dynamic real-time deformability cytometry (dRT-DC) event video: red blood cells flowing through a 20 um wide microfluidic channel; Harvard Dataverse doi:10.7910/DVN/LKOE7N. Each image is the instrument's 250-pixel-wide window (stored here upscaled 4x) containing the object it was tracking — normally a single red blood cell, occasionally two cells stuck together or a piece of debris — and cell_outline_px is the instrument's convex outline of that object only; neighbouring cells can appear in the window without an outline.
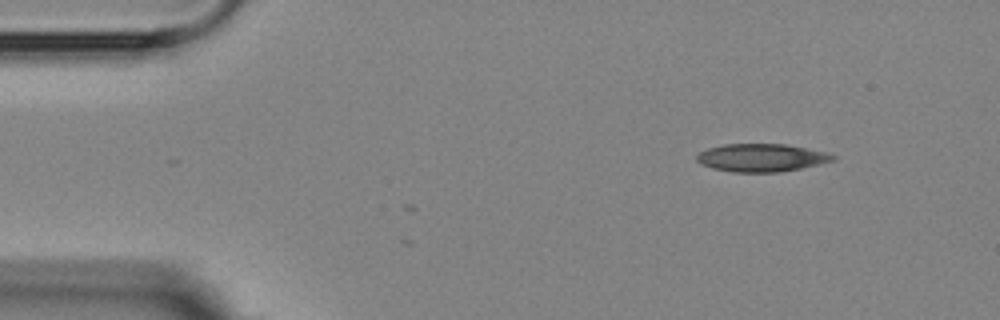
{"species": "Egyptian fruit bat (a non-hibernating species)", "species_latin": "Rousettus aegyptiacus", "temperature_condition": "room temperature", "stored_images_in_passage": 9, "camera_frame_rate_fps": 3000, "um_per_image_px": 0.085, "animal": {"sex": "female"}, "frame": {"image": 1, "passage_image": 1, "time_ms": 0.0, "image_size_px": [1000, 320], "cell_outline_px": [[836, 160], [800, 168], [780, 172], [732, 172], [712, 168], [700, 164], [696, 160], [696, 156], [700, 152], [708, 148], [724, 144], [784, 144], [828, 152], [836, 156]], "centroid_in_image_um": [64.72, 13.4], "position_along_channel_um": 20.3, "area_um2": 22.14}}
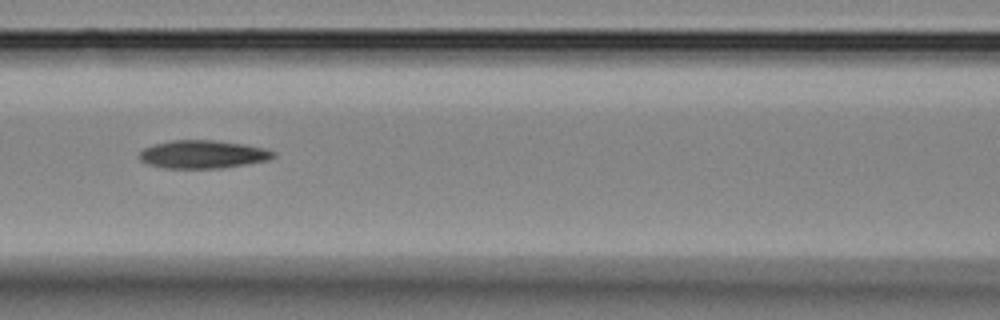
{"frame": {"image": 2, "passage_image": 6, "time_ms": 5.667, "image_size_px": [1000, 320], "cell_outline_px": [[276, 156], [268, 160], [220, 168], [164, 168], [148, 164], [140, 160], [136, 156], [144, 148], [152, 144], [168, 140], [212, 140], [244, 144], [264, 148], [276, 152]], "centroid_in_image_um": [17.19, 13.11], "position_along_channel_um": 149.4, "area_um2": 22.02}}
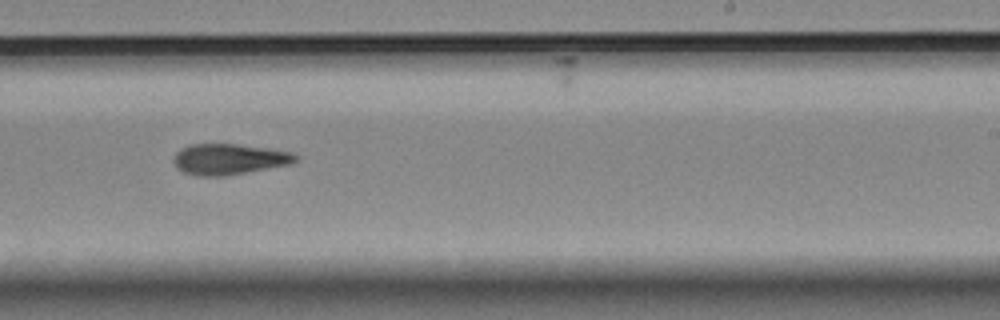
{"frame": {"image": 3, "passage_image": 9, "time_ms": 9.0, "image_size_px": [1000, 320], "cell_outline_px": [[296, 160], [292, 164], [228, 176], [196, 176], [184, 172], [176, 168], [172, 160], [176, 152], [180, 148], [192, 144], [236, 144], [292, 152], [296, 156]], "centroid_in_image_um": [19.43, 13.54], "position_along_channel_um": 269.6, "area_um2": 22.02}}